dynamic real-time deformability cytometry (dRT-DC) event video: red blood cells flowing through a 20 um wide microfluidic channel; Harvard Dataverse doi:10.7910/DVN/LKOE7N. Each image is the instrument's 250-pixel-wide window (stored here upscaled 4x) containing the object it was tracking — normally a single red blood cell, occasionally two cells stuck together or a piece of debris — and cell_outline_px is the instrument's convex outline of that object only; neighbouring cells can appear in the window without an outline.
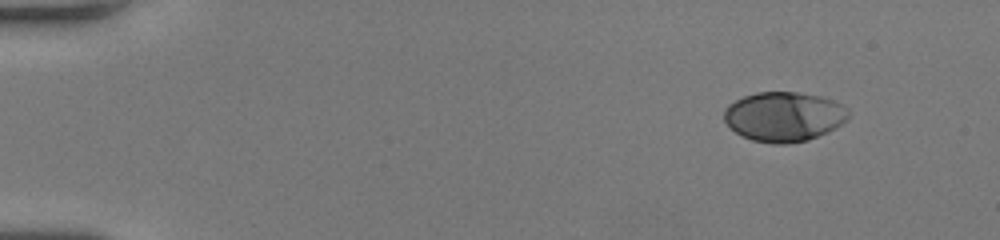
{"species": "human", "species_latin": "Homo sapiens", "temperature_condition": "room temperature", "stored_images_in_passage": 48, "camera_frame_rate_fps": 3000, "um_per_image_px": 0.085, "donor": {"sex": "female"}, "frame": {"image": 1, "passage_image": 1, "time_ms": 0.0, "image_size_px": [1000, 240], "cell_outline_px": [[848, 120], [836, 128], [828, 132], [808, 140], [788, 144], [772, 144], [752, 140], [740, 136], [724, 120], [724, 108], [728, 104], [744, 96], [756, 92], [796, 92], [820, 96], [836, 100], [848, 108]], "centroid_in_image_um": [66.65, 9.92], "position_along_channel_um": 18.3, "area_um2": 36.36}}
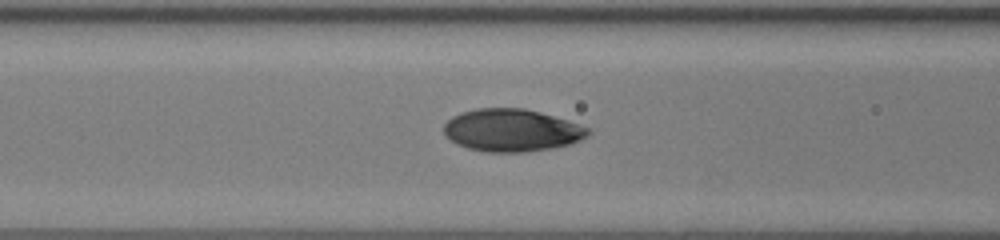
{"frame": {"image": 2, "passage_image": 19, "time_ms": 6.0, "image_size_px": [1000, 240], "cell_outline_px": [[592, 132], [588, 136], [580, 140], [568, 144], [552, 148], [524, 152], [488, 152], [468, 148], [444, 136], [444, 124], [452, 116], [460, 112], [476, 108], [524, 108], [540, 112], [568, 120], [592, 128]], "centroid_in_image_um": [43.52, 11.06], "position_along_channel_um": 123.1, "area_um2": 35.84}}
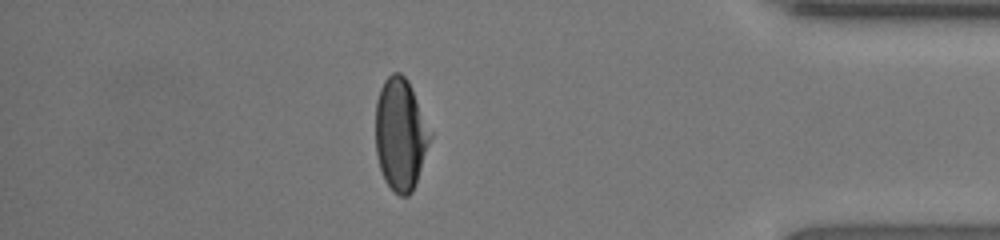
{"frame": {"image": 3, "passage_image": 42, "time_ms": 13.667, "image_size_px": [1000, 240], "cell_outline_px": [[432, 136], [416, 184], [412, 192], [408, 196], [400, 196], [392, 192], [384, 180], [380, 168], [376, 152], [376, 100], [380, 88], [384, 80], [392, 72], [400, 72], [408, 80], [432, 132]], "centroid_in_image_um": [34.04, 11.43], "position_along_channel_um": 401.2, "area_um2": 36.01}, "authors_computed_cell_mechanics": {"area_um2": 36.0383, "velocity_mm_per_s": 4.051, "shape_relaxation_time_tau1_ms": 3.4333, "shape_relaxation_time_tau2_ms": 0.5995, "deformation_change_tau1": 0.1938, "deformation_change_tau2": 0.0364}}